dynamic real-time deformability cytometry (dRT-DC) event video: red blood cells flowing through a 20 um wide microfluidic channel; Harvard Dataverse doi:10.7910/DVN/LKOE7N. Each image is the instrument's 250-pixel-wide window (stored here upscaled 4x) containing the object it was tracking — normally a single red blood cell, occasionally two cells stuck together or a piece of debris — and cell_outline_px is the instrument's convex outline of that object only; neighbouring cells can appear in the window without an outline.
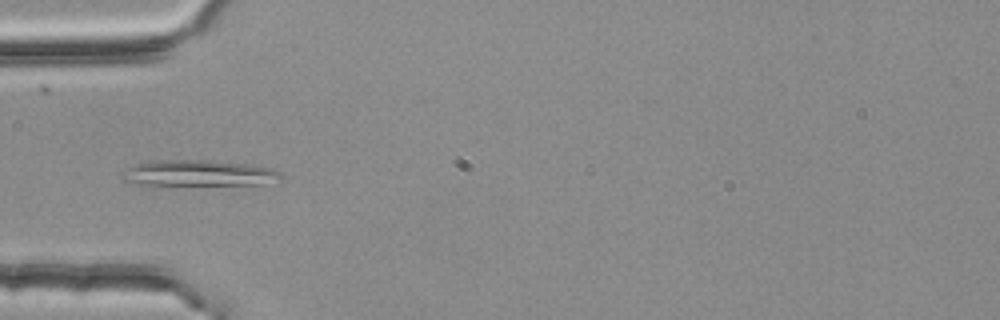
{"species": "common noctule bat (a hibernating species)", "species_latin": "Nyctalus noctula", "temperature_condition": "room temperature", "stored_images_in_passage": 4, "camera_frame_rate_fps": 3000, "um_per_image_px": 0.085, "animal": {"sex": "female", "body_mass_g": 25.1}, "frame": {"image": 1, "passage_image": 4, "time_ms": 1.0, "image_size_px": [1000, 320], "cell_outline_px": [[280, 180], [264, 184], [136, 184], [120, 180], [120, 176], [132, 164], [152, 160], [208, 160], [252, 164], [272, 168], [280, 172]], "centroid_in_image_um": [16.86, 14.7], "position_along_channel_um": 68.1, "area_um2": 24.04}}